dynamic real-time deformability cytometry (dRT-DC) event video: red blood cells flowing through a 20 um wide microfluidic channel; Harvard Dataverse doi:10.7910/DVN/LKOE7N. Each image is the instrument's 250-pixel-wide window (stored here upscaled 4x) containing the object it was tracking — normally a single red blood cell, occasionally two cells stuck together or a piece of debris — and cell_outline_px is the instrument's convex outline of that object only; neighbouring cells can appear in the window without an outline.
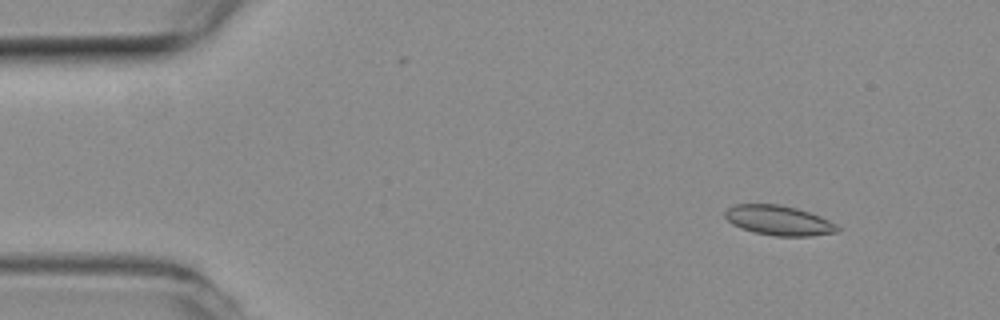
{"species": "common noctule bat (a hibernating species)", "species_latin": "Nyctalus noctula", "temperature_condition": "room temperature", "stored_images_in_passage": 13, "camera_frame_rate_fps": 3000, "um_per_image_px": 0.085, "animal": {"sex": "female", "body_mass_g": 19.3, "forearm_length_mm": 54.1}, "frame": {"image": 1, "passage_image": 1, "time_ms": 0.0, "image_size_px": [1000, 320], "cell_outline_px": [[840, 232], [812, 236], [776, 236], [756, 232], [740, 228], [732, 224], [724, 216], [724, 212], [732, 204], [780, 204], [796, 208], [820, 216], [836, 224], [840, 228]], "centroid_in_image_um": [66.2, 18.73], "position_along_channel_um": 18.8, "area_um2": 19.59}}